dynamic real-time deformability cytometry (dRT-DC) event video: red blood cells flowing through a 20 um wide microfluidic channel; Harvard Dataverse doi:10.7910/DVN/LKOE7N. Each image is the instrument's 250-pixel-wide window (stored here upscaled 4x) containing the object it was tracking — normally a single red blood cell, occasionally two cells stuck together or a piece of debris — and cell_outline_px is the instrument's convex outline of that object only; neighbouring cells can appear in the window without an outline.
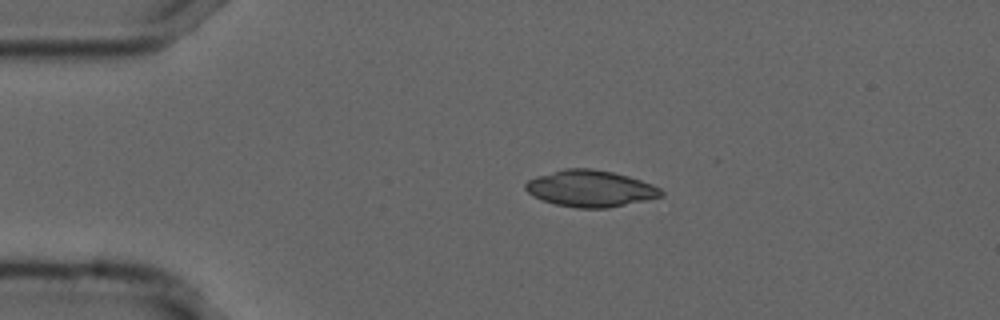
{"species": "common noctule bat (a hibernating species)", "species_latin": "Nyctalus noctula", "temperature_condition": "cold", "stored_images_in_passage": 44, "camera_frame_rate_fps": 3000, "um_per_image_px": 0.085, "animal": {"sex": "male", "forearm_length_mm": 52.5}, "frame": {"image": 1, "passage_image": 1, "time_ms": 0.0, "image_size_px": [1000, 320], "cell_outline_px": [[664, 196], [608, 208], [576, 208], [556, 204], [532, 196], [524, 188], [524, 184], [528, 180], [536, 176], [564, 168], [588, 168], [612, 172], [628, 176], [652, 184], [660, 188], [664, 192]], "centroid_in_image_um": [50.17, 16.02], "position_along_channel_um": 34.8, "area_um2": 28.84}}
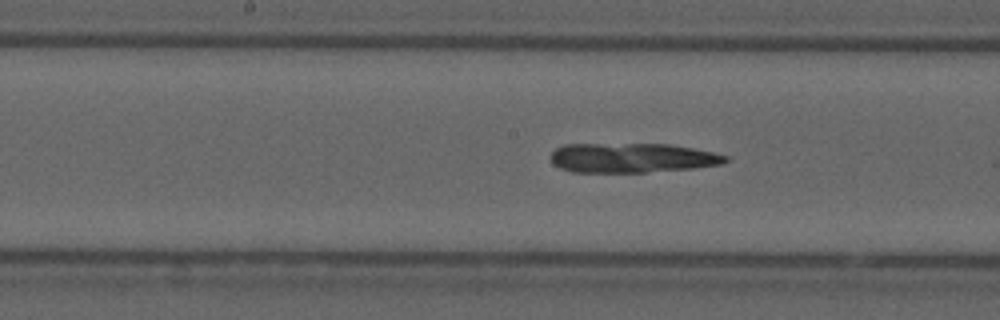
{"frame": {"image": 2, "passage_image": 17, "time_ms": 5.333, "image_size_px": [1000, 320], "cell_outline_px": [[728, 160], [724, 164], [692, 168], [644, 172], [572, 172], [560, 168], [552, 164], [548, 156], [556, 148], [564, 144], [668, 144], [692, 148], [712, 152], [728, 156]], "centroid_in_image_um": [53.67, 13.42], "position_along_channel_um": 194.5, "area_um2": 30.23}}
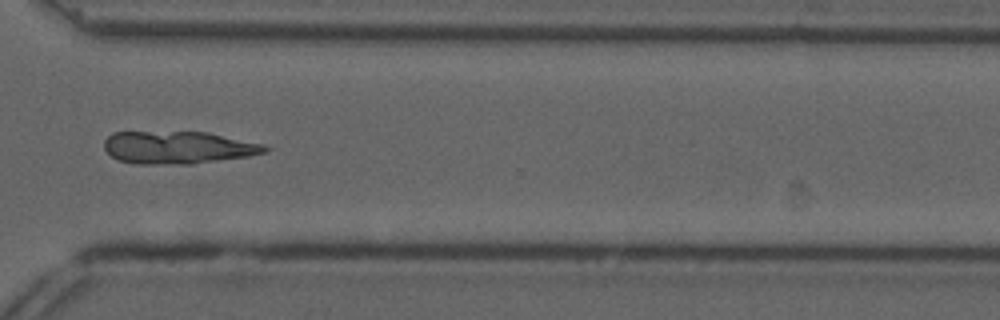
{"frame": {"image": 3, "passage_image": 30, "time_ms": 9.667, "image_size_px": [1000, 320], "cell_outline_px": [[272, 148], [268, 152], [248, 156], [192, 164], [136, 164], [120, 160], [112, 156], [104, 148], [104, 140], [112, 132], [208, 132], [264, 144]], "centroid_in_image_um": [15.17, 12.54], "position_along_channel_um": 355.4, "area_um2": 30.63}}